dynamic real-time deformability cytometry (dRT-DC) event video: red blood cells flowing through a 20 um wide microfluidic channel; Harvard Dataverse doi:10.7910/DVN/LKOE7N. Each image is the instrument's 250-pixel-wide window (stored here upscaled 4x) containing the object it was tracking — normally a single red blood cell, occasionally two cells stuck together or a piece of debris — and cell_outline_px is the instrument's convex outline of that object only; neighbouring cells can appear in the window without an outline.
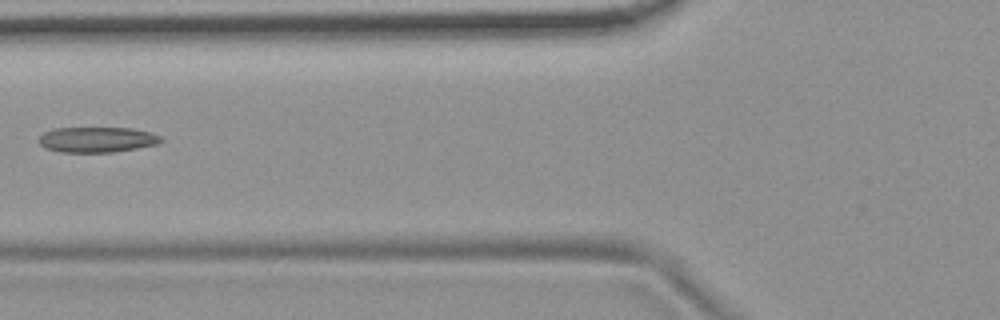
{"species": "common noctule bat (a hibernating species)", "species_latin": "Nyctalus noctula", "temperature_condition": "room temperature", "stored_images_in_passage": 6, "camera_frame_rate_fps": 3000, "um_per_image_px": 0.085, "animal": {"sex": "female", "body_mass_g": 19.9}, "frame": {"image": 1, "passage_image": 5, "time_ms": 5.667, "image_size_px": [1000, 320], "cell_outline_px": [[164, 140], [156, 144], [136, 148], [112, 152], [60, 152], [44, 148], [40, 144], [40, 136], [44, 132], [56, 128], [132, 128], [152, 132], [160, 136]], "centroid_in_image_um": [8.25, 11.86], "position_along_channel_um": 117.5, "area_um2": 18.03}}
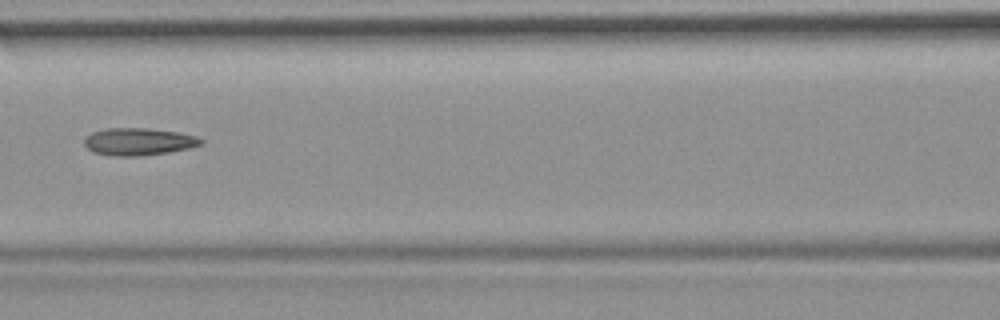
{"frame": {"image": 2, "passage_image": 6, "time_ms": 6.667, "image_size_px": [1000, 320], "cell_outline_px": [[204, 140], [200, 144], [188, 148], [168, 152], [144, 156], [116, 156], [92, 152], [84, 144], [84, 136], [92, 132], [108, 128], [148, 128], [176, 132], [192, 136]], "centroid_in_image_um": [11.7, 12.04], "position_along_channel_um": 154.9, "area_um2": 18.44}}